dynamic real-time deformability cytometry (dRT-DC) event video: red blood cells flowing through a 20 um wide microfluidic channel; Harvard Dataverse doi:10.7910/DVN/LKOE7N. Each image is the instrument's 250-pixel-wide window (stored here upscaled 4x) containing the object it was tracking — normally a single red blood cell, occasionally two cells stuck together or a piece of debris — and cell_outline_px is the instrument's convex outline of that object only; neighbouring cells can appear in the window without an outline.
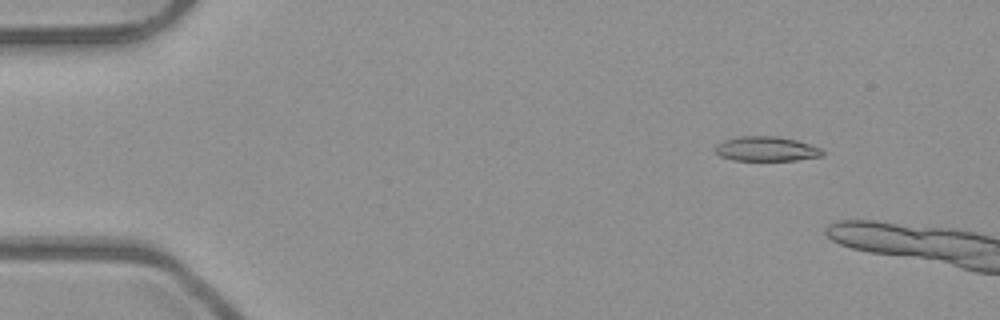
{"species": "common noctule bat (a hibernating species)", "species_latin": "Nyctalus noctula", "temperature_condition": "room temperature", "stored_images_in_passage": 3, "camera_frame_rate_fps": 3000, "um_per_image_px": 0.085, "animal": {"sex": "male", "body_mass_g": 23.1, "forearm_length_mm": 52.7}, "frame": {"image": 1, "passage_image": 2, "time_ms": 0.333, "image_size_px": [1000, 320], "cell_outline_px": [[824, 156], [796, 160], [732, 160], [720, 156], [712, 148], [716, 144], [724, 140], [740, 136], [776, 136], [796, 140], [820, 148], [824, 152]], "centroid_in_image_um": [65.1, 12.65], "position_along_channel_um": 19.9, "area_um2": 15.43}}